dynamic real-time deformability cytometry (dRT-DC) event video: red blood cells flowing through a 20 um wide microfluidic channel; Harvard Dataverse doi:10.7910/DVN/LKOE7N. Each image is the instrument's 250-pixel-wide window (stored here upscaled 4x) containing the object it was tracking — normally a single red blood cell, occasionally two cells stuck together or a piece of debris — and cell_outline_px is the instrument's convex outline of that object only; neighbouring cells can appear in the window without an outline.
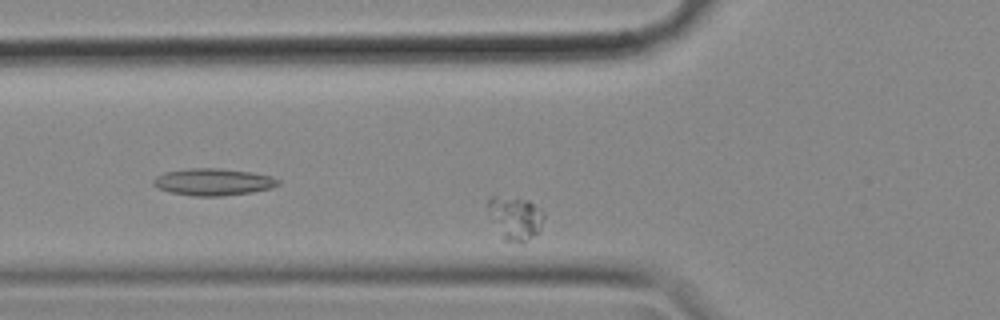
{"species": "common noctule bat (a hibernating species)", "species_latin": "Nyctalus noctula", "temperature_condition": "cold", "stored_images_in_passage": 33, "camera_frame_rate_fps": 3000, "um_per_image_px": 0.085, "animal": {"sex": "female", "body_mass_g": 18.4}, "frame": {"image": 1, "passage_image": 4, "time_ms": 1.0, "image_size_px": [1000, 320], "cell_outline_px": [[544, 216], [540, 232], [524, 244], [520, 244], [504, 240], [492, 220], [488, 204], [488, 200], [492, 196], [496, 196], [528, 200], [540, 208], [544, 212]], "centroid_in_image_um": [43.85, 18.57], "position_along_channel_um": 81.9, "area_um2": 14.16}}
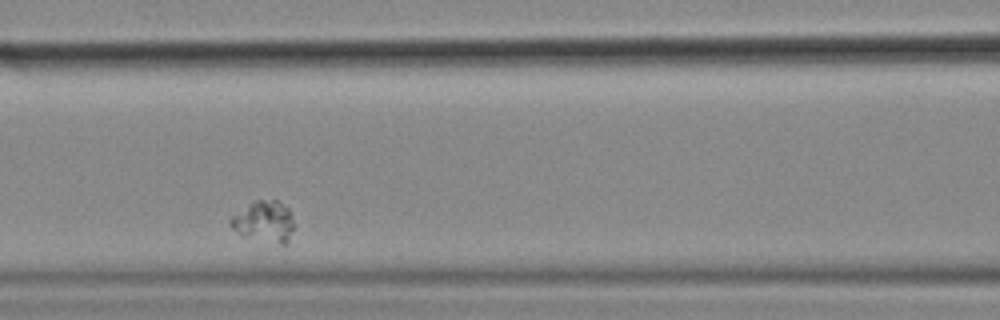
{"frame": {"image": 2, "passage_image": 10, "time_ms": 3.0, "image_size_px": [1000, 320], "cell_outline_px": [[292, 228], [288, 240], [284, 244], [280, 244], [244, 236], [232, 228], [228, 224], [232, 216], [248, 204], [256, 200], [276, 200], [288, 208], [292, 224]], "centroid_in_image_um": [22.41, 18.82], "position_along_channel_um": 144.2, "area_um2": 14.74}}
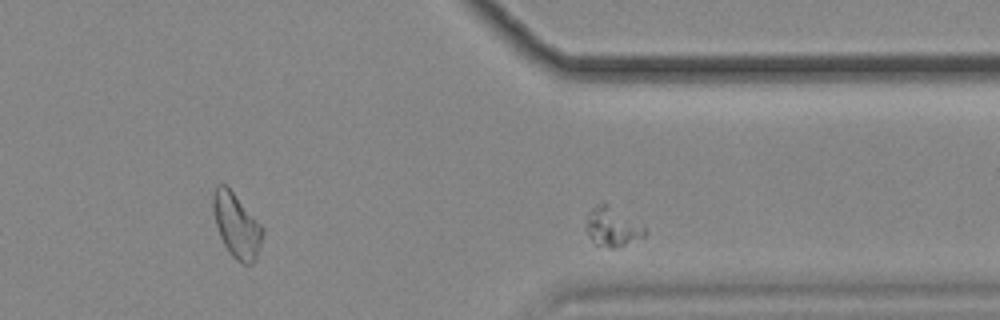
{"frame": {"image": 3, "passage_image": 30, "time_ms": 9.667, "image_size_px": [1000, 320], "cell_outline_px": [[648, 232], [644, 236], [616, 248], [612, 248], [596, 244], [588, 236], [584, 228], [588, 212], [596, 204], [604, 200], [648, 228]], "centroid_in_image_um": [52.04, 19.24], "position_along_channel_um": 359.4, "area_um2": 13.81}}